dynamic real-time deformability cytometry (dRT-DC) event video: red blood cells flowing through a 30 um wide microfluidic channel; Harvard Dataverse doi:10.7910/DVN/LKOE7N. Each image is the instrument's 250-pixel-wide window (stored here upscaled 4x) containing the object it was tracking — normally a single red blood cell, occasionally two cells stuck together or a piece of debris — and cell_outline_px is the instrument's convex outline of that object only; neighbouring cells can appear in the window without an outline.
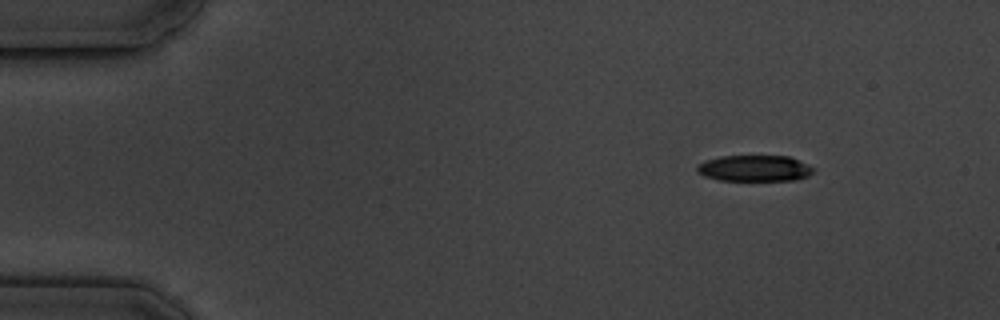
{"species": "common noctule bat (a hibernating species)", "species_latin": "Nyctalus noctula", "temperature_condition": "cold", "stored_images_in_passage": 4, "camera_frame_rate_fps": 3000, "um_per_image_px": 0.085, "animal": {"sex": "male", "body_mass_g": 19.5, "forearm_length_mm": 54.6}, "frame": {"image": 1, "passage_image": 1, "time_ms": 0.0, "image_size_px": [1000, 320], "cell_outline_px": [[812, 172], [808, 176], [796, 180], [720, 180], [704, 176], [696, 172], [696, 168], [704, 160], [720, 156], [788, 156], [812, 168]], "centroid_in_image_um": [64.06, 14.31], "position_along_channel_um": 20.9, "area_um2": 17.46}}
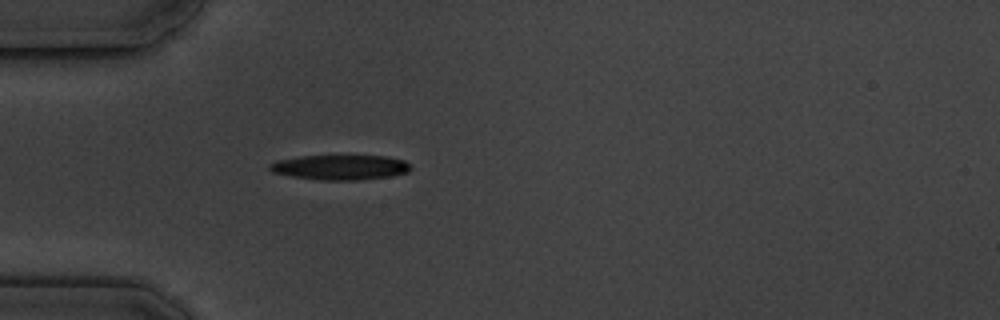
{"frame": {"image": 2, "passage_image": 4, "time_ms": 3.333, "image_size_px": [1000, 320], "cell_outline_px": [[412, 168], [408, 172], [388, 176], [360, 180], [320, 180], [292, 176], [272, 172], [268, 168], [268, 164], [276, 160], [300, 156], [388, 156], [404, 160]], "centroid_in_image_um": [28.89, 14.22], "position_along_channel_um": 56.1, "area_um2": 20.46}}